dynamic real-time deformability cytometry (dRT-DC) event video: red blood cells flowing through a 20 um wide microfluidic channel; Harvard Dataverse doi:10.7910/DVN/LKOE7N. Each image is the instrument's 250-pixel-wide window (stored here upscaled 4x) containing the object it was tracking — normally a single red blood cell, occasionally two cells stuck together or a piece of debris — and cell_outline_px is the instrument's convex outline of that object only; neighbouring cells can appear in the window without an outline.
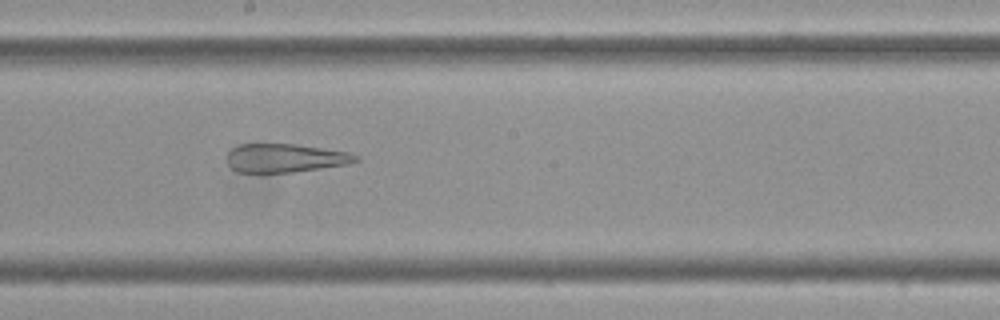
{"species": "Egyptian fruit bat (a non-hibernating species)", "species_latin": "Rousettus aegyptiacus", "temperature_condition": "cold", "stored_images_in_passage": 43, "camera_frame_rate_fps": 3000, "um_per_image_px": 0.085, "frame": {"image": 1, "passage_image": 18, "time_ms": 5.667, "image_size_px": [1000, 320], "cell_outline_px": [[360, 160], [348, 164], [292, 172], [236, 172], [228, 164], [228, 152], [232, 148], [240, 144], [296, 144], [352, 152], [360, 156]], "centroid_in_image_um": [24.29, 13.42], "position_along_channel_um": 223.9, "area_um2": 21.5}}
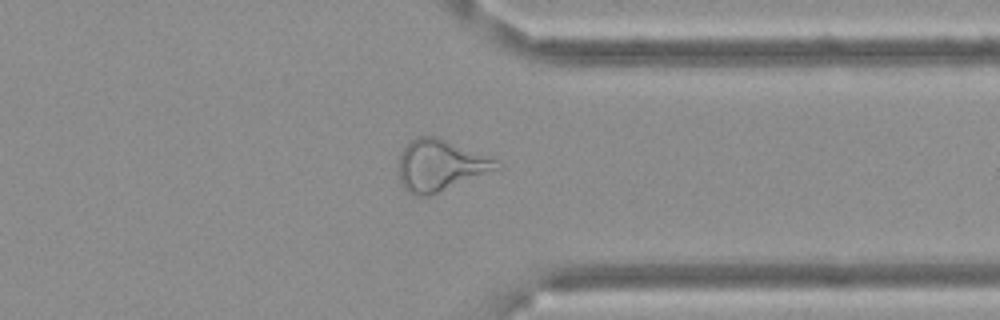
{"frame": {"image": 2, "passage_image": 31, "time_ms": 10.0, "image_size_px": [1000, 320], "cell_outline_px": [[504, 168], [428, 196], [412, 196], [400, 184], [400, 152], [416, 136], [436, 136], [496, 160], [504, 164]], "centroid_in_image_um": [37.45, 14.08], "position_along_channel_um": 374.0, "area_um2": 29.25}}
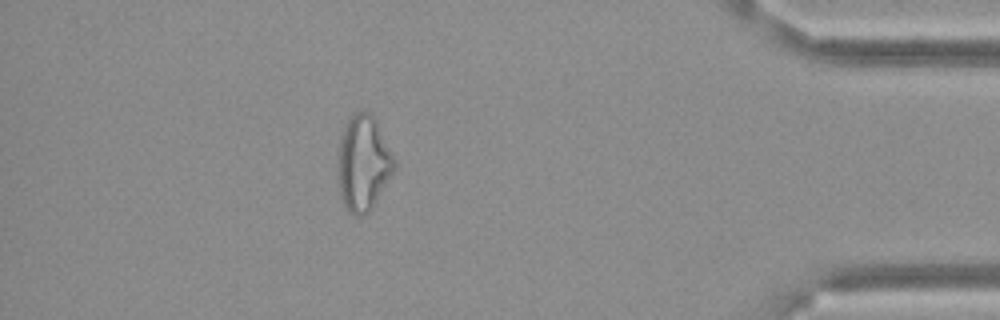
{"frame": {"image": 3, "passage_image": 37, "time_ms": 12.0, "image_size_px": [1000, 320], "cell_outline_px": [[396, 168], [372, 208], [368, 212], [360, 216], [352, 216], [348, 212], [340, 196], [336, 172], [336, 168], [340, 140], [344, 128], [348, 120], [356, 112], [364, 108], [376, 120], [396, 160]], "centroid_in_image_um": [30.86, 13.89], "position_along_channel_um": 404.3, "area_um2": 31.73}, "authors_computed_cell_mechanics": {"area_um2": 28.0908, "velocity_mm_per_s": 3.5037, "shape_relaxation_time_tau1_ms": null, "shape_relaxation_time_tau2_ms": 2.5546, "deformation_change_tau1": null, "deformation_change_tau2": 0.1412}}